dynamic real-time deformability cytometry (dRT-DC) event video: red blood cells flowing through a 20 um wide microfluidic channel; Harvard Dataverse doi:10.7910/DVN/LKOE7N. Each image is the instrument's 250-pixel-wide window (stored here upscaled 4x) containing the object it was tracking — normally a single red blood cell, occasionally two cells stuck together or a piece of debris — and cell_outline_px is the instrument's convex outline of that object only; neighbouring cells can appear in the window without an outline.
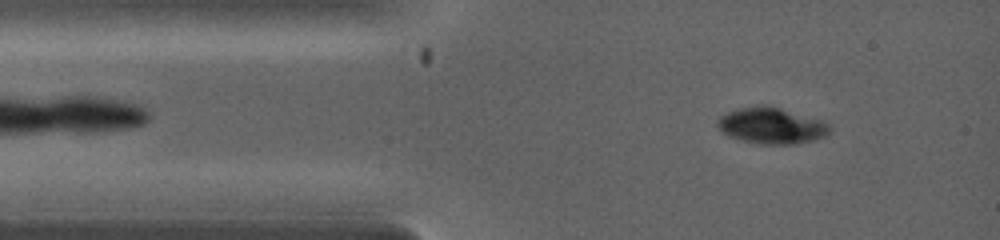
{"species": "common noctule bat (a hibernating species)", "species_latin": "Nyctalus noctula", "temperature_condition": "warm", "stored_images_in_passage": 20, "camera_frame_rate_fps": 5000, "um_per_image_px": 0.085, "animal": {"sex": "female", "body_mass_g": 19.0, "forearm_length_mm": 53.3}, "frame": {"image": 1, "passage_image": 1, "time_ms": 0.0, "image_size_px": [1000, 240], "cell_outline_px": [[832, 132], [824, 136], [812, 140], [792, 144], [760, 144], [736, 140], [728, 136], [716, 124], [716, 120], [720, 116], [736, 108], [756, 104], [768, 104], [824, 120], [832, 128]], "centroid_in_image_um": [65.57, 10.66], "position_along_channel_um": 19.4, "area_um2": 24.22}}
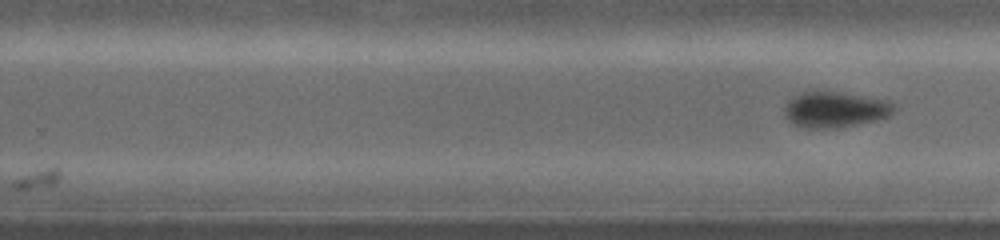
{"frame": {"image": 2, "passage_image": 20, "time_ms": 8.2, "image_size_px": [1000, 240], "cell_outline_px": [[896, 108], [888, 116], [876, 120], [828, 128], [808, 128], [796, 124], [788, 120], [784, 112], [784, 108], [788, 100], [804, 92], [836, 92], [884, 100], [892, 104]], "centroid_in_image_um": [70.94, 9.31], "position_along_channel_um": 258.9, "area_um2": 21.91}}